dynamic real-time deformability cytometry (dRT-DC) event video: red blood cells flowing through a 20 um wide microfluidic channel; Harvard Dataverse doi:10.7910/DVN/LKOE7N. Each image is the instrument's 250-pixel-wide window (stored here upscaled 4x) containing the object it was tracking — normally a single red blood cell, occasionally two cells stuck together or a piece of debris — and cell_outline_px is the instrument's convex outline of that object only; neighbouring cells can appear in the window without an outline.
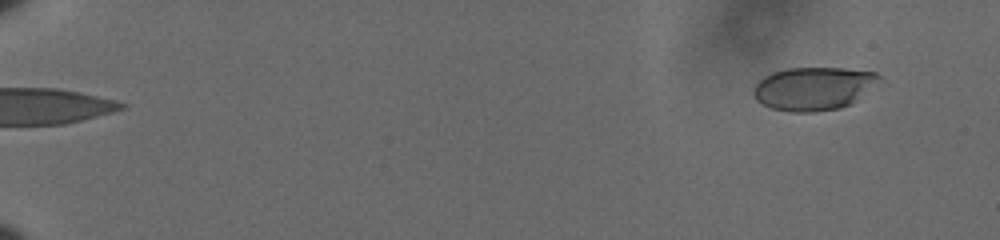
{"species": "human", "species_latin": "Homo sapiens", "temperature_condition": "cold", "stored_images_in_passage": 18, "camera_frame_rate_fps": 3000, "um_per_image_px": 0.085, "donor": {"sex": "male"}, "frame": {"image": 1, "passage_image": 1, "time_ms": 0.0, "image_size_px": [1000, 240], "cell_outline_px": [[888, 84], [840, 108], [812, 112], [792, 112], [772, 108], [756, 100], [752, 96], [752, 88], [764, 76], [772, 72], [788, 68], [844, 68], [876, 72]], "centroid_in_image_um": [69.28, 7.51], "position_along_channel_um": 15.7, "area_um2": 32.54}}
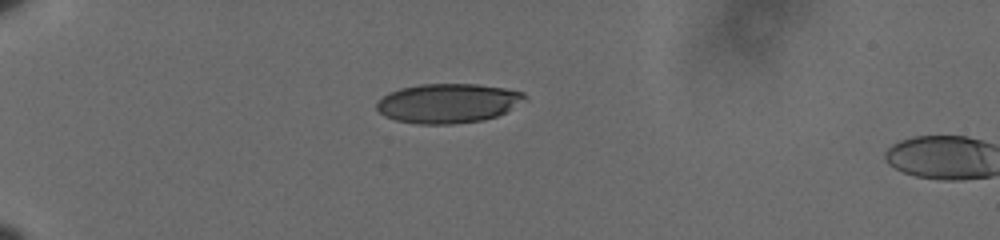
{"frame": {"image": 2, "passage_image": 15, "time_ms": 4.667, "image_size_px": [1000, 240], "cell_outline_px": [[528, 100], [496, 116], [484, 120], [452, 124], [416, 124], [396, 120], [384, 116], [376, 108], [376, 104], [384, 96], [400, 88], [420, 84], [476, 84], [504, 88], [524, 92], [528, 96]], "centroid_in_image_um": [38.12, 8.78], "position_along_channel_um": 46.9, "area_um2": 34.04}}